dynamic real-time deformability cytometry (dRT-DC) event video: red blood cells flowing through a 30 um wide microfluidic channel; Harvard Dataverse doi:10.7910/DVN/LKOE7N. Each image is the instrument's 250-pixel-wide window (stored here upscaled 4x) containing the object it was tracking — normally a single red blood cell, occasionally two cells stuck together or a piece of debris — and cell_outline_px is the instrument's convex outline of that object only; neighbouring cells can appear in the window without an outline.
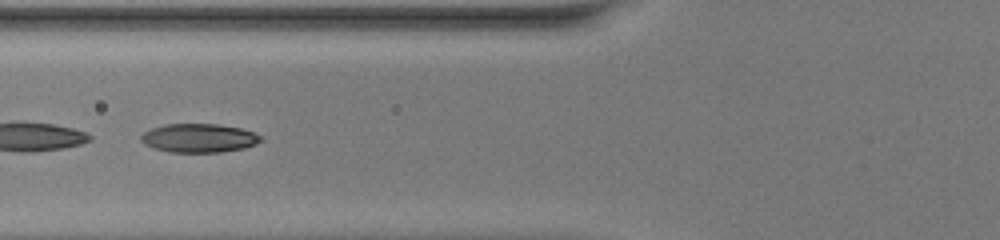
{"species": "common noctule bat (a hibernating species)", "species_latin": "Nyctalus noctula", "temperature_condition": "warm", "stored_images_in_passage": 39, "camera_frame_rate_fps": 3000, "um_per_image_px": 0.085, "animal": {"sex": "female", "body_mass_g": 20.0, "forearm_length_mm": 54.0}, "frame": {"image": 1, "passage_image": 21, "time_ms": 6.667, "image_size_px": [1000, 240], "cell_outline_px": [[264, 140], [256, 144], [244, 148], [220, 152], [168, 152], [144, 144], [140, 140], [140, 136], [144, 132], [152, 128], [164, 124], [216, 124], [240, 128], [264, 136]], "centroid_in_image_um": [16.93, 11.73], "position_along_channel_um": 108.9, "area_um2": 20.11}}
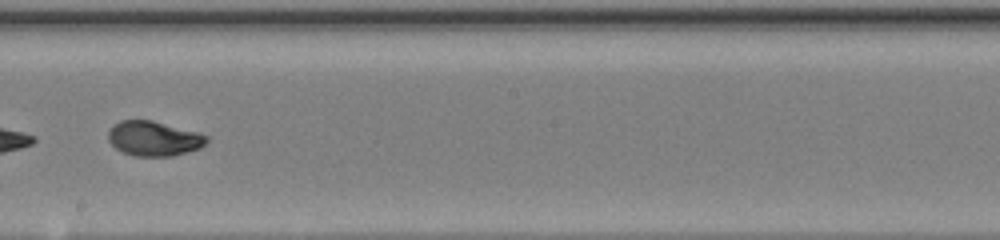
{"frame": {"image": 2, "passage_image": 30, "time_ms": 9.667, "image_size_px": [1000, 240], "cell_outline_px": [[208, 140], [200, 148], [188, 152], [172, 156], [136, 156], [124, 152], [116, 148], [108, 140], [108, 132], [112, 124], [120, 120], [152, 120], [200, 132], [208, 136]], "centroid_in_image_um": [13.09, 11.76], "position_along_channel_um": 235.1, "area_um2": 20.11}}
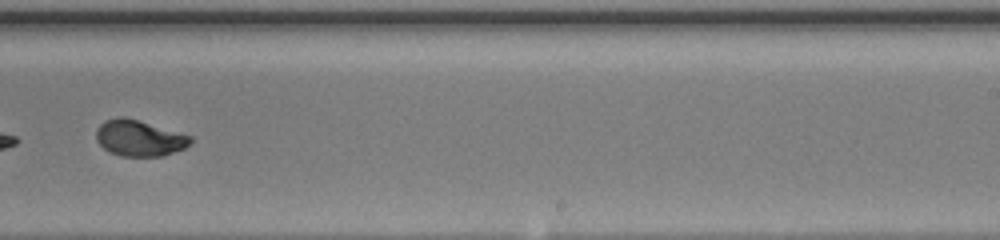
{"frame": {"image": 3, "passage_image": 33, "time_ms": 10.667, "image_size_px": [1000, 240], "cell_outline_px": [[192, 144], [184, 148], [164, 156], [120, 156], [104, 148], [96, 140], [96, 128], [104, 120], [120, 116], [124, 116], [192, 136]], "centroid_in_image_um": [11.84, 11.74], "position_along_channel_um": 277.2, "area_um2": 19.83}}